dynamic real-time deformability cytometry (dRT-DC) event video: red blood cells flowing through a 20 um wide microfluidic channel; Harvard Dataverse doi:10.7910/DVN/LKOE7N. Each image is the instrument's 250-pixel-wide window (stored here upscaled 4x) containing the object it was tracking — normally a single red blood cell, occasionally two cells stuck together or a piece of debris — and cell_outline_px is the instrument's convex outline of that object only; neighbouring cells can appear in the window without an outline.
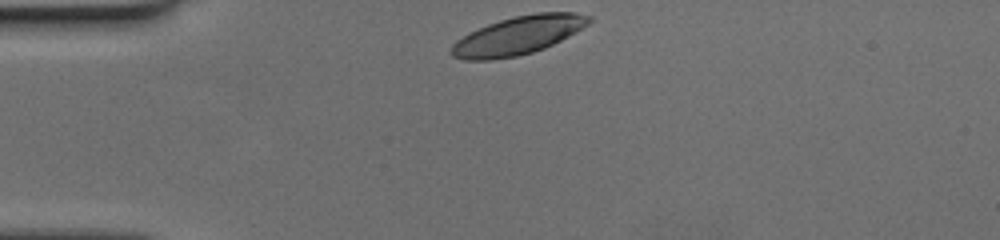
{"species": "human", "species_latin": "Homo sapiens", "temperature_condition": "cold", "stored_images_in_passage": 31, "camera_frame_rate_fps": 3000, "um_per_image_px": 0.085, "donor": {"sex": "female"}, "frame": {"image": 1, "passage_image": 1, "time_ms": 0.0, "image_size_px": [1000, 240], "cell_outline_px": [[592, 20], [588, 24], [560, 40], [544, 48], [532, 52], [516, 56], [492, 60], [464, 60], [452, 56], [448, 52], [452, 44], [456, 40], [468, 32], [488, 24], [512, 16], [536, 12], [572, 12], [592, 16]], "centroid_in_image_um": [43.98, 3.01], "position_along_channel_um": 41.0, "area_um2": 30.75}}
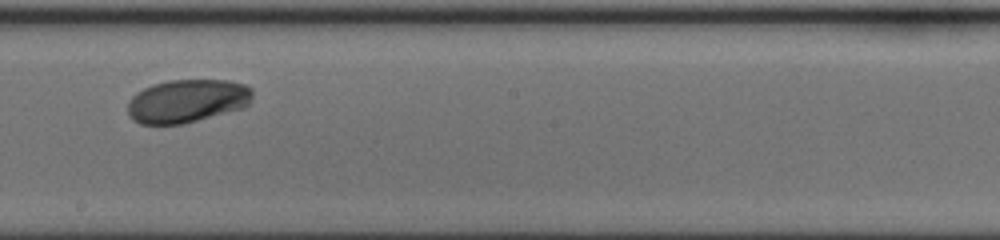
{"frame": {"image": 2, "passage_image": 18, "time_ms": 5.667, "image_size_px": [1000, 240], "cell_outline_px": [[252, 100], [244, 108], [184, 124], [140, 124], [132, 120], [128, 116], [128, 100], [136, 92], [152, 84], [168, 80], [228, 80], [244, 84], [252, 88]], "centroid_in_image_um": [15.9, 8.58], "position_along_channel_um": 232.3, "area_um2": 31.85}}
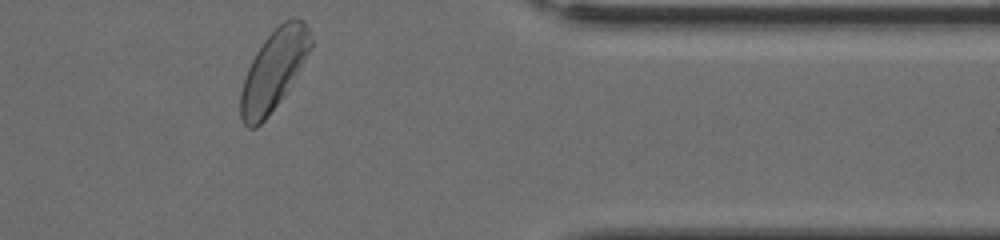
{"frame": {"image": 3, "passage_image": 31, "time_ms": 10.0, "image_size_px": [1000, 240], "cell_outline_px": [[312, 44], [304, 60], [284, 92], [276, 104], [264, 120], [256, 128], [248, 128], [244, 124], [240, 116], [240, 92], [248, 68], [256, 52], [264, 40], [284, 20], [292, 16], [296, 16], [304, 20], [312, 36]], "centroid_in_image_um": [23.24, 5.92], "position_along_channel_um": 388.2, "area_um2": 31.79}}